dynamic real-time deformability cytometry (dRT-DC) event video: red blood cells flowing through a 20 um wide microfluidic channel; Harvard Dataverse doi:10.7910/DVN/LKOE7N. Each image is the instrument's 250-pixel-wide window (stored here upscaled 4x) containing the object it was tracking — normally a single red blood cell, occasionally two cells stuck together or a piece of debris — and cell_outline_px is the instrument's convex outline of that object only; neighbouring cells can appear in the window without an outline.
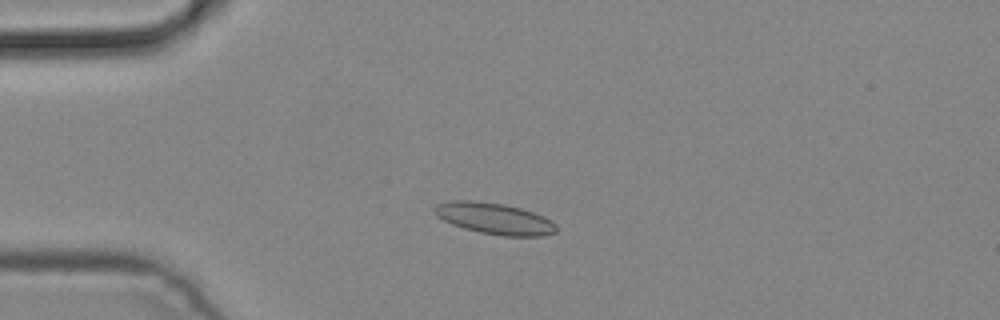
{"species": "common noctule bat (a hibernating species)", "species_latin": "Nyctalus noctula", "temperature_condition": "cold", "stored_images_in_passage": 7, "camera_frame_rate_fps": 3000, "um_per_image_px": 0.085, "animal": {"sex": "male", "body_mass_g": 19.2, "forearm_length_mm": 51.8}, "frame": {"image": 1, "passage_image": 3, "time_ms": 0.667, "image_size_px": [1000, 320], "cell_outline_px": [[556, 232], [544, 236], [504, 236], [480, 232], [464, 228], [452, 224], [436, 216], [432, 208], [436, 204], [448, 200], [476, 200], [504, 204], [520, 208], [544, 216], [556, 224]], "centroid_in_image_um": [42.0, 18.56], "position_along_channel_um": 43.0, "area_um2": 22.37}}
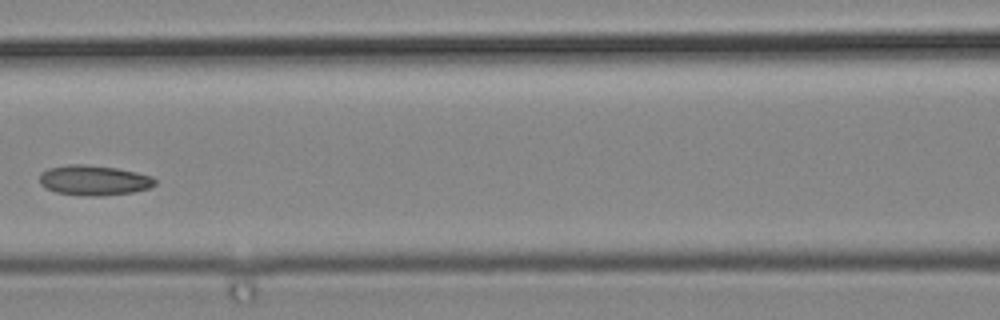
{"frame": {"image": 2, "passage_image": 6, "time_ms": 1.667, "image_size_px": [1000, 320], "cell_outline_px": [[156, 184], [148, 188], [132, 192], [100, 196], [84, 196], [56, 192], [44, 188], [40, 184], [40, 172], [48, 168], [68, 164], [84, 164], [116, 168], [136, 172], [152, 176], [156, 180]], "centroid_in_image_um": [7.95, 15.32], "position_along_channel_um": 158.6, "area_um2": 20.35}}
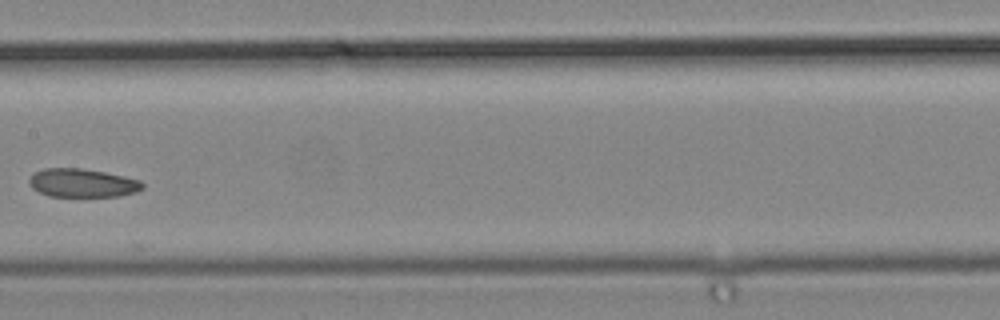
{"frame": {"image": 3, "passage_image": 7, "time_ms": 2.0, "image_size_px": [1000, 320], "cell_outline_px": [[144, 188], [136, 192], [120, 196], [48, 196], [32, 188], [28, 184], [28, 180], [36, 172], [44, 168], [80, 168], [104, 172], [140, 180], [144, 184]], "centroid_in_image_um": [7.01, 15.56], "position_along_channel_um": 200.4, "area_um2": 18.73}}